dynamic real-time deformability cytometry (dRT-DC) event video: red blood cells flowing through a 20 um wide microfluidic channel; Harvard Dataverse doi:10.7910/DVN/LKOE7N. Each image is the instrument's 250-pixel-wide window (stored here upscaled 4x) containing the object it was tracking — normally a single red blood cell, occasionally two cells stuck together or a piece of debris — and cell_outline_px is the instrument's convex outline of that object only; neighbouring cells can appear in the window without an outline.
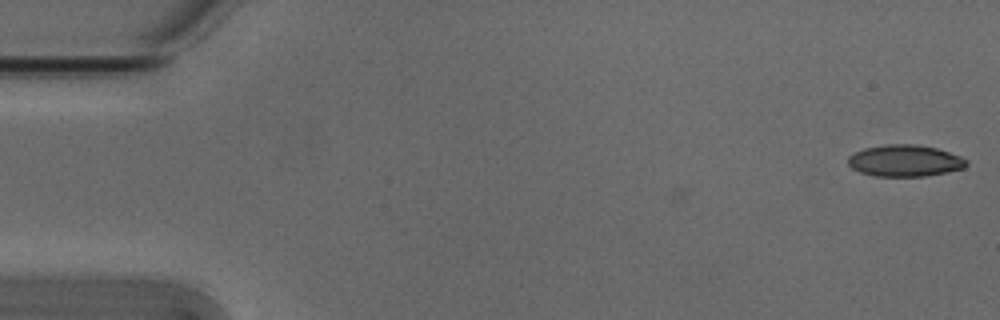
{"species": "Egyptian fruit bat (a non-hibernating species)", "species_latin": "Rousettus aegyptiacus", "temperature_condition": "cold", "stored_images_in_passage": 4, "camera_frame_rate_fps": 3000, "um_per_image_px": 0.085, "animal": {"sex": "male"}, "frame": {"image": 1, "passage_image": 1, "time_ms": 0.0, "image_size_px": [1000, 320], "cell_outline_px": [[968, 164], [964, 168], [948, 172], [924, 176], [872, 176], [860, 172], [852, 168], [848, 164], [848, 156], [864, 148], [884, 144], [916, 144], [936, 148], [960, 156], [968, 160]], "centroid_in_image_um": [76.91, 13.66], "position_along_channel_um": 8.1, "area_um2": 21.91}}